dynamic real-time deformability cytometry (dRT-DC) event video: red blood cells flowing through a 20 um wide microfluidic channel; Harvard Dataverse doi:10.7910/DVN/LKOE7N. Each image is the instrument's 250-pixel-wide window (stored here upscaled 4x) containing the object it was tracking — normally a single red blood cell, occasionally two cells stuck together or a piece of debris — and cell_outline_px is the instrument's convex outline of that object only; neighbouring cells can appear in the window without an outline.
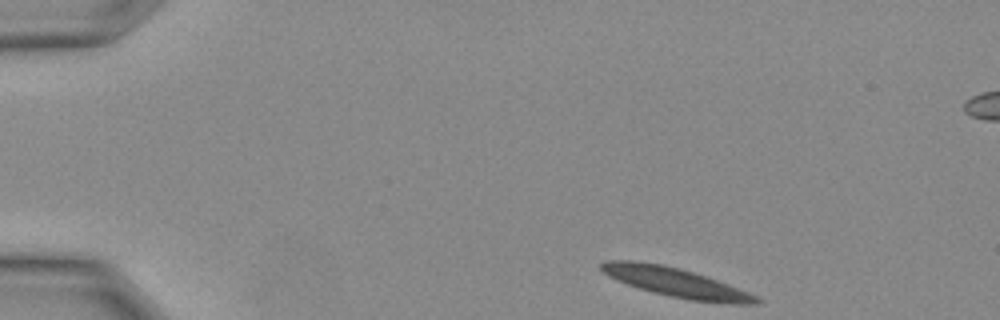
{"species": "Egyptian fruit bat (a non-hibernating species)", "species_latin": "Rousettus aegyptiacus", "temperature_condition": "warm", "stored_images_in_passage": 7, "camera_frame_rate_fps": 3000, "um_per_image_px": 0.085, "animal": {"sex": "female"}, "frame": {"image": 1, "passage_image": 1, "time_ms": 0.0, "image_size_px": [1000, 320], "cell_outline_px": [[764, 300], [756, 304], [736, 304], [688, 300], [652, 292], [628, 284], [608, 276], [600, 268], [600, 264], [604, 260], [632, 260], [660, 264], [680, 268], [716, 280], [748, 292]], "centroid_in_image_um": [57.44, 24.01], "position_along_channel_um": 27.6, "area_um2": 26.01}}
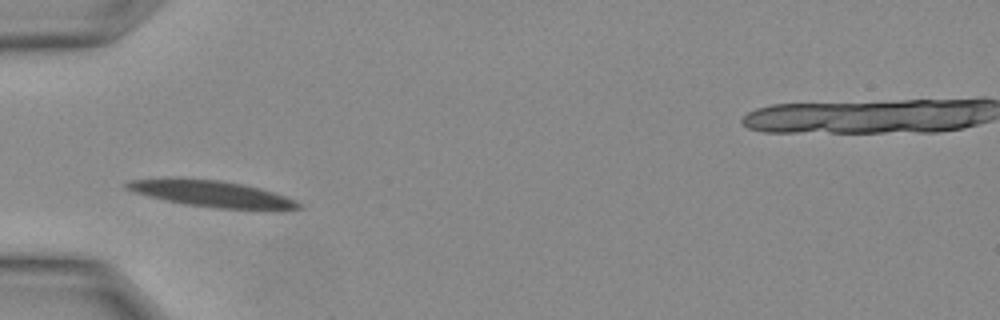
{"frame": {"image": 2, "passage_image": 6, "time_ms": 1.667, "image_size_px": [1000, 320], "cell_outline_px": [[304, 208], [284, 212], [216, 208], [184, 204], [148, 196], [124, 188], [124, 184], [128, 180], [168, 176], [176, 176], [220, 180], [244, 184], [260, 188], [296, 200], [304, 204]], "centroid_in_image_um": [18.08, 16.48], "position_along_channel_um": 66.9, "area_um2": 27.8}}